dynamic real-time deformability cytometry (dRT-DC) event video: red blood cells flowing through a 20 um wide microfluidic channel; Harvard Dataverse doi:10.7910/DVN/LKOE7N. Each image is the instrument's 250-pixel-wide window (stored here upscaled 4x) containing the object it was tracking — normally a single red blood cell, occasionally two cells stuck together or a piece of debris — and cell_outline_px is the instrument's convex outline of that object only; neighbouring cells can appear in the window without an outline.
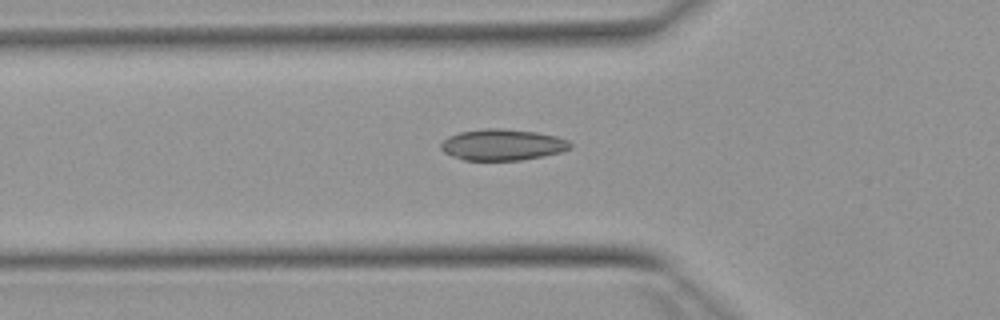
{"species": "Egyptian fruit bat (a non-hibernating species)", "species_latin": "Rousettus aegyptiacus", "temperature_condition": "warm", "stored_images_in_passage": 46, "camera_frame_rate_fps": 3000, "um_per_image_px": 0.085, "animal": {"sex": "female"}, "frame": {"image": 1, "passage_image": 18, "time_ms": 5.667, "image_size_px": [1000, 320], "cell_outline_px": [[572, 148], [564, 152], [544, 156], [520, 160], [464, 160], [452, 156], [444, 152], [440, 148], [440, 144], [448, 136], [460, 132], [484, 128], [500, 128], [536, 132], [556, 136], [568, 140], [572, 144]], "centroid_in_image_um": [42.73, 12.3], "position_along_channel_um": 83.1, "area_um2": 23.7}}
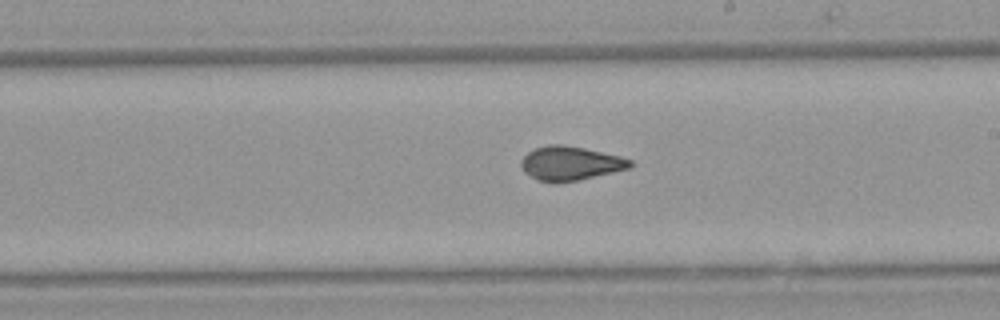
{"frame": {"image": 2, "passage_image": 30, "time_ms": 9.667, "image_size_px": [1000, 320], "cell_outline_px": [[632, 168], [580, 180], [556, 184], [536, 180], [524, 172], [520, 164], [524, 156], [528, 152], [536, 148], [548, 144], [564, 144], [584, 148], [620, 156], [632, 160]], "centroid_in_image_um": [48.48, 13.9], "position_along_channel_um": 240.5, "area_um2": 21.96}}
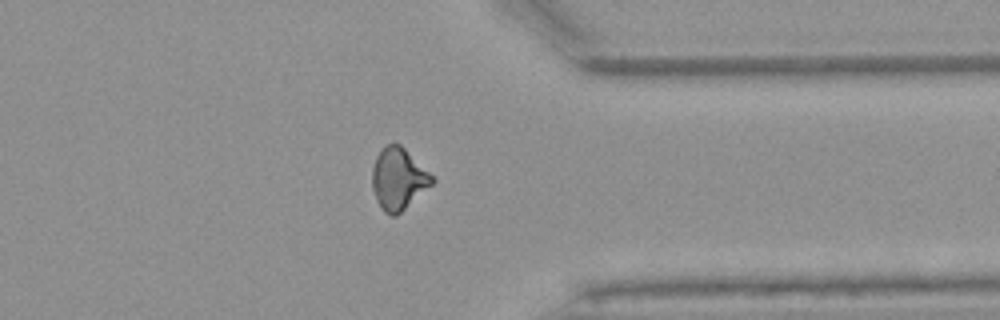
{"frame": {"image": 3, "passage_image": 41, "time_ms": 13.333, "image_size_px": [1000, 320], "cell_outline_px": [[436, 180], [432, 184], [396, 216], [392, 216], [384, 212], [376, 200], [372, 188], [372, 168], [376, 156], [388, 144], [400, 144]], "centroid_in_image_um": [33.83, 15.23], "position_along_channel_um": 377.6, "area_um2": 21.1}}